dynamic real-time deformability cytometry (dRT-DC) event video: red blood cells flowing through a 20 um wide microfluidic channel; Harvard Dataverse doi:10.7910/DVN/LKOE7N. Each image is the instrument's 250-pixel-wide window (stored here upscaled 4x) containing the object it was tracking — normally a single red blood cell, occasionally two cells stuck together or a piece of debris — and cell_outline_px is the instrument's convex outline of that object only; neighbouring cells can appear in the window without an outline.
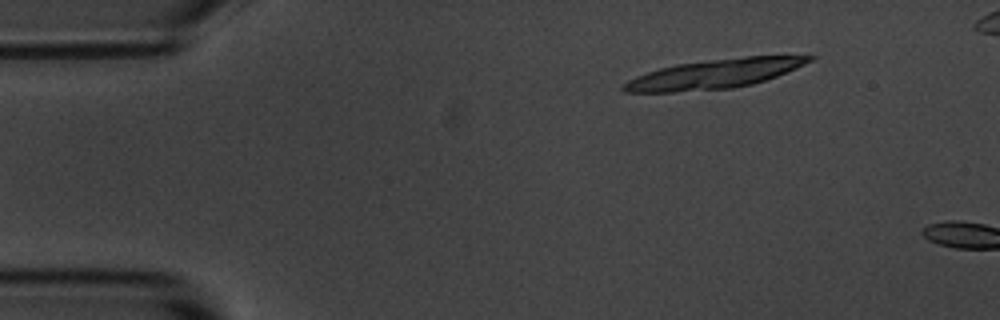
{"species": "common noctule bat (a hibernating species)", "species_latin": "Nyctalus noctula", "temperature_condition": "room temperature", "stored_images_in_passage": 8, "camera_frame_rate_fps": 3000, "um_per_image_px": 0.085, "animal": {"sex": "male", "body_mass_g": 20.1, "forearm_length_mm": 53.5}, "frame": {"image": 1, "passage_image": 5, "time_ms": 1.333, "image_size_px": [1000, 320], "cell_outline_px": [[816, 56], [812, 60], [796, 68], [776, 76], [752, 84], [732, 88], [672, 92], [624, 92], [620, 88], [620, 84], [636, 76], [660, 68], [676, 64], [708, 60], [744, 56]], "centroid_in_image_um": [60.66, 6.29], "position_along_channel_um": 24.3, "area_um2": 31.39}}